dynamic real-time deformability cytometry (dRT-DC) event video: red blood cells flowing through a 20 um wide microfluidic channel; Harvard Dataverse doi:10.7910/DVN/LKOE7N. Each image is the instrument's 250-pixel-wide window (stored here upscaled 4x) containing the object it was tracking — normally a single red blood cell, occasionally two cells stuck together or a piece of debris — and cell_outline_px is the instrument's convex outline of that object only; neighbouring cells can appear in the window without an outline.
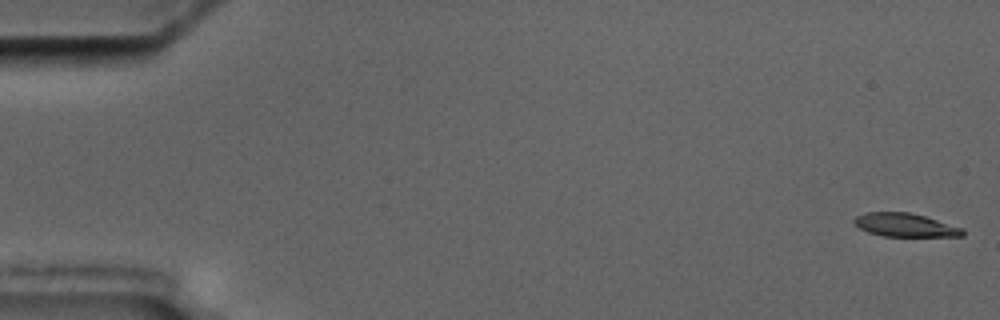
{"species": "common noctule bat (a hibernating species)", "species_latin": "Nyctalus noctula", "temperature_condition": "cold", "stored_images_in_passage": 8, "camera_frame_rate_fps": 3000, "um_per_image_px": 0.085, "animal": {"sex": "male", "body_mass_g": 17.5, "forearm_length_mm": 52.3}, "frame": {"image": 1, "passage_image": 1, "time_ms": 0.0, "image_size_px": [1000, 320], "cell_outline_px": [[964, 236], [880, 236], [868, 232], [860, 228], [852, 220], [856, 216], [868, 212], [908, 212], [924, 216], [964, 228]], "centroid_in_image_um": [76.94, 19.13], "position_along_channel_um": 8.1, "area_um2": 14.74}}